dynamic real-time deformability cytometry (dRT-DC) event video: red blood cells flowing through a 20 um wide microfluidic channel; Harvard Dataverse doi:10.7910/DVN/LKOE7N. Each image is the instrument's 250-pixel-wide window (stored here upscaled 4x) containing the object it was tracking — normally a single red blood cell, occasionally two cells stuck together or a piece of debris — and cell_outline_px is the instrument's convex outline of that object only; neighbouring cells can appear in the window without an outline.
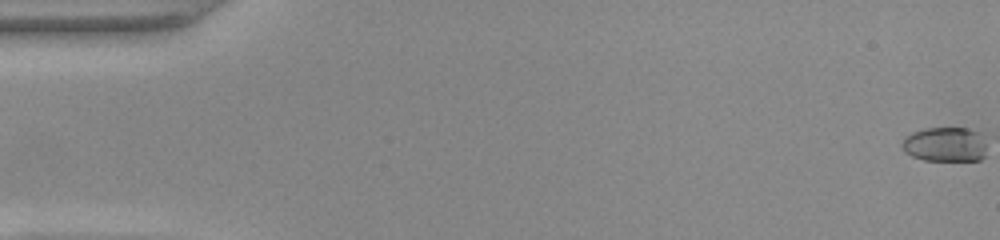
{"species": "common noctule bat (a hibernating species)", "species_latin": "Nyctalus noctula", "temperature_condition": "warm", "stored_images_in_passage": 42, "camera_frame_rate_fps": 3000, "um_per_image_px": 0.085, "animal": {"sex": "female", "body_mass_g": 22.0, "forearm_length_mm": 56.7}, "frame": {"image": 1, "passage_image": 1, "time_ms": 0.0, "image_size_px": [1000, 240], "cell_outline_px": [[984, 156], [980, 160], [924, 160], [912, 156], [904, 152], [900, 144], [904, 136], [912, 132], [924, 128], [968, 128], [976, 132], [984, 144]], "centroid_in_image_um": [80.23, 12.27], "position_along_channel_um": 4.8, "area_um2": 16.94}}
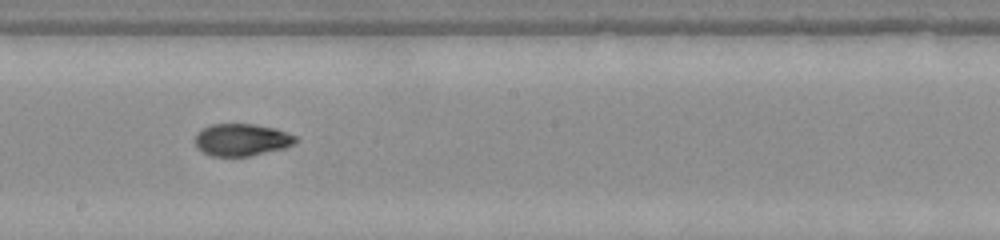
{"frame": {"image": 2, "passage_image": 29, "time_ms": 9.333, "image_size_px": [1000, 240], "cell_outline_px": [[300, 140], [284, 148], [248, 156], [212, 156], [204, 152], [196, 144], [196, 132], [200, 128], [212, 124], [252, 124], [276, 128], [296, 136]], "centroid_in_image_um": [20.55, 11.87], "position_along_channel_um": 227.6, "area_um2": 18.79}}
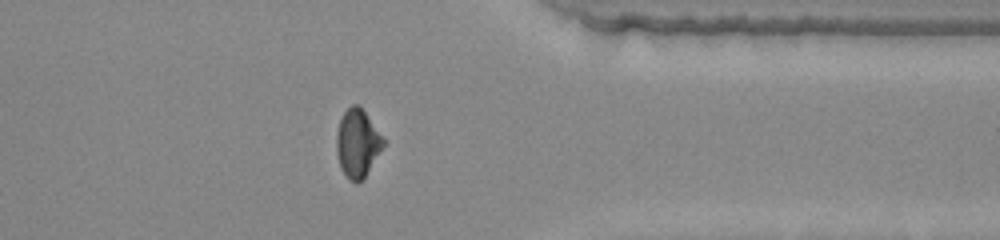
{"frame": {"image": 3, "passage_image": 41, "time_ms": 13.333, "image_size_px": [1000, 240], "cell_outline_px": [[388, 140], [364, 176], [356, 184], [348, 180], [340, 168], [336, 152], [336, 132], [340, 120], [344, 112], [352, 104], [360, 104]], "centroid_in_image_um": [30.41, 12.13], "position_along_channel_um": 381.0, "area_um2": 19.07}}